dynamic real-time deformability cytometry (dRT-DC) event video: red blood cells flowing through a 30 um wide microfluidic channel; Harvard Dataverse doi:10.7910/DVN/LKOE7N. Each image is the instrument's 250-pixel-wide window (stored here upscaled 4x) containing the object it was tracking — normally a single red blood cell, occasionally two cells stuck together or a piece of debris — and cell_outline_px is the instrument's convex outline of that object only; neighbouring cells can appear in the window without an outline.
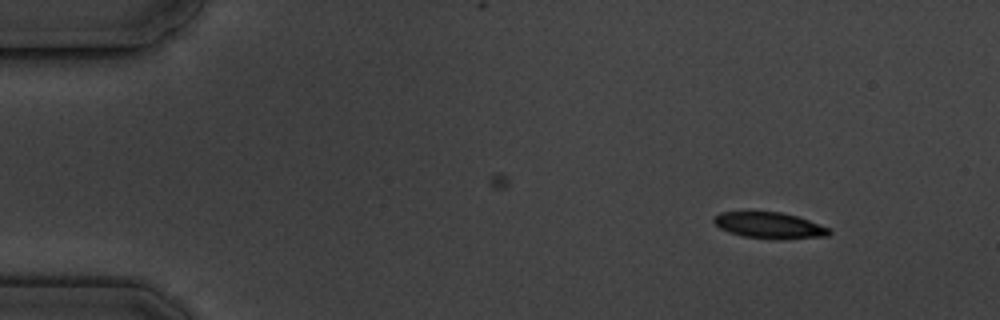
{"species": "common noctule bat (a hibernating species)", "species_latin": "Nyctalus noctula", "temperature_condition": "cold", "stored_images_in_passage": 4, "camera_frame_rate_fps": 3000, "um_per_image_px": 0.085, "animal": {"sex": "male", "body_mass_g": 19.5, "forearm_length_mm": 54.6}, "frame": {"image": 1, "passage_image": 1, "time_ms": 0.0, "image_size_px": [1000, 320], "cell_outline_px": [[832, 232], [828, 236], [780, 240], [776, 240], [744, 236], [728, 232], [720, 228], [712, 220], [720, 212], [780, 212], [796, 216], [808, 220], [828, 228]], "centroid_in_image_um": [65.41, 19.17], "position_along_channel_um": 19.6, "area_um2": 17.51}}
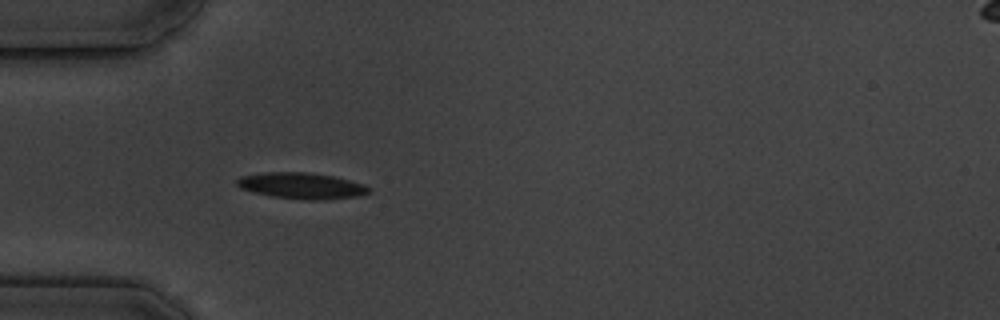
{"frame": {"image": 2, "passage_image": 4, "time_ms": 3.667, "image_size_px": [1000, 320], "cell_outline_px": [[368, 192], [356, 196], [324, 200], [312, 200], [272, 196], [240, 188], [236, 184], [236, 180], [240, 176], [264, 172], [304, 172], [332, 176], [364, 184], [368, 188]], "centroid_in_image_um": [25.58, 15.78], "position_along_channel_um": 59.4, "area_um2": 19.71}}